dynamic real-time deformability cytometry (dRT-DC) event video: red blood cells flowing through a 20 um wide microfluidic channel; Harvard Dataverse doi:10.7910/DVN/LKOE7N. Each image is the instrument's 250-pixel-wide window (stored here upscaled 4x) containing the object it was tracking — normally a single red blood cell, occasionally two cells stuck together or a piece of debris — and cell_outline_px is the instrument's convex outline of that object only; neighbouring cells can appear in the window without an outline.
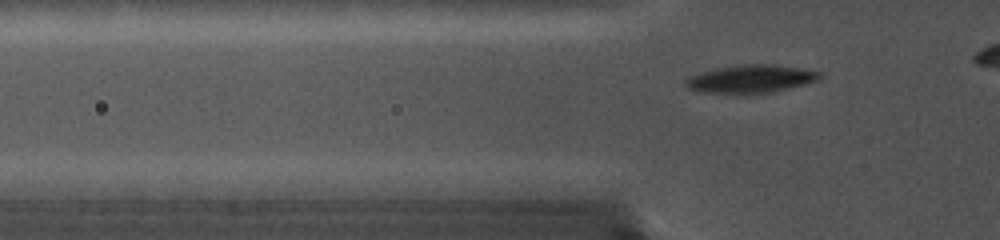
{"species": "common noctule bat (a hibernating species)", "species_latin": "Nyctalus noctula", "temperature_condition": "cold", "stored_images_in_passage": 66, "camera_frame_rate_fps": 5000, "um_per_image_px": 0.085, "animal": {"sex": "female", "body_mass_g": 19.0, "forearm_length_mm": 56.7}, "frame": {"image": 1, "passage_image": 13, "time_ms": 2.4, "image_size_px": [1000, 240], "cell_outline_px": [[820, 80], [772, 92], [700, 92], [688, 88], [684, 84], [684, 80], [688, 76], [700, 72], [716, 68], [748, 64], [772, 64], [820, 72]], "centroid_in_image_um": [63.77, 6.69], "position_along_channel_um": 62.0, "area_um2": 21.27}}
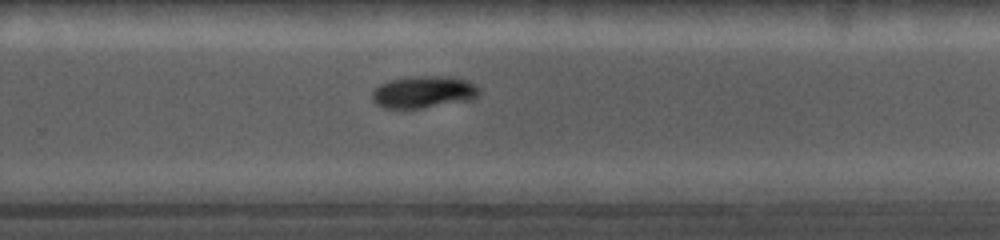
{"frame": {"image": 2, "passage_image": 44, "time_ms": 8.6, "image_size_px": [1000, 240], "cell_outline_px": [[480, 92], [476, 96], [468, 100], [424, 108], [384, 108], [376, 104], [372, 100], [372, 92], [380, 84], [392, 80], [416, 76], [444, 76], [468, 80], [480, 88]], "centroid_in_image_um": [36.0, 7.82], "position_along_channel_um": 293.8, "area_um2": 19.83}}
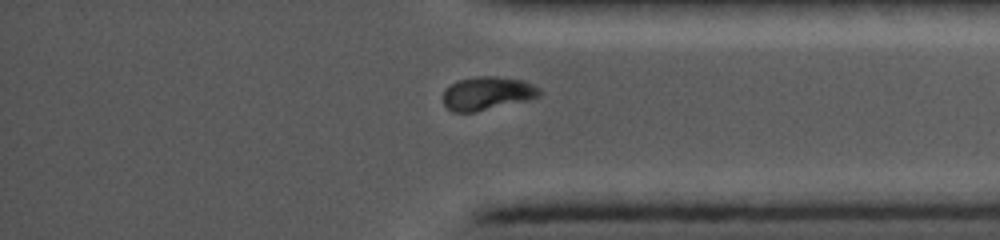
{"frame": {"image": 3, "passage_image": 57, "time_ms": 11.2, "image_size_px": [1000, 240], "cell_outline_px": [[544, 92], [540, 96], [528, 100], [476, 112], [452, 112], [444, 104], [444, 92], [452, 84], [460, 80], [480, 76], [496, 76], [524, 80], [540, 88]], "centroid_in_image_um": [41.48, 7.94], "position_along_channel_um": 393.7, "area_um2": 18.73}}